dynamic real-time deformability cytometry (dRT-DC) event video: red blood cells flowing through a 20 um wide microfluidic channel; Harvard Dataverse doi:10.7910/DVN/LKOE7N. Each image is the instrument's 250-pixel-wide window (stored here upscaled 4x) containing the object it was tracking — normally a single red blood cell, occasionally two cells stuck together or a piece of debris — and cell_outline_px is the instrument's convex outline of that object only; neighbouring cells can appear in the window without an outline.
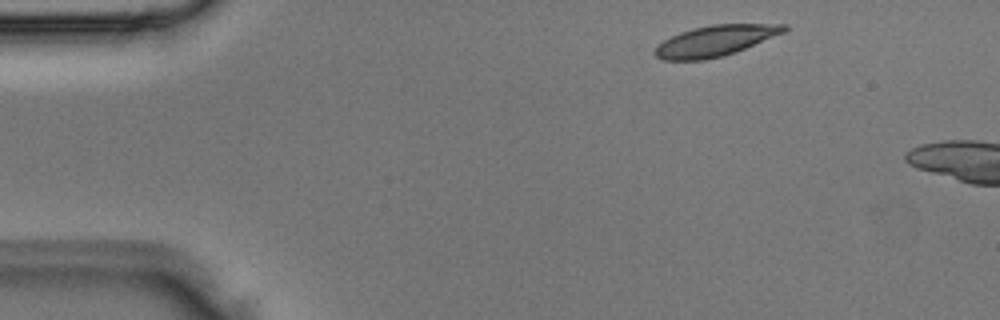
{"species": "Egyptian fruit bat (a non-hibernating species)", "species_latin": "Rousettus aegyptiacus", "temperature_condition": "room temperature", "stored_images_in_passage": 3, "camera_frame_rate_fps": 3000, "um_per_image_px": 0.085, "animal": {"sex": "male"}, "frame": {"image": 1, "passage_image": 3, "time_ms": 0.667, "image_size_px": [1000, 320], "cell_outline_px": [[788, 28], [784, 32], [736, 52], [724, 56], [704, 60], [660, 60], [652, 52], [664, 40], [680, 32], [712, 24], [788, 24]], "centroid_in_image_um": [60.79, 3.47], "position_along_channel_um": 24.2, "area_um2": 23.0}}